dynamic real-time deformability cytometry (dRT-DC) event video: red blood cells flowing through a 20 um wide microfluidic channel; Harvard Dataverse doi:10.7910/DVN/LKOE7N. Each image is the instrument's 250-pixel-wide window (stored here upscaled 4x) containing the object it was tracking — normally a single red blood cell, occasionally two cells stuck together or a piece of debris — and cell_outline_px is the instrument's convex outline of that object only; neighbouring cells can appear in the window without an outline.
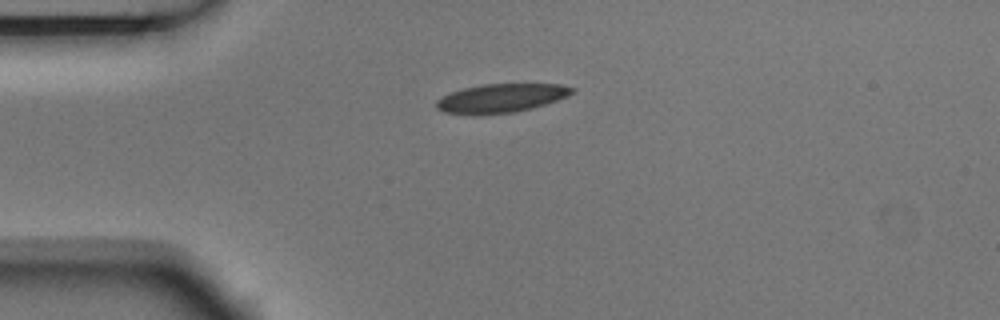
{"species": "Egyptian fruit bat (a non-hibernating species)", "species_latin": "Rousettus aegyptiacus", "temperature_condition": "room temperature", "stored_images_in_passage": 4, "camera_frame_rate_fps": 3000, "um_per_image_px": 0.085, "animal": {"sex": "male"}, "frame": {"image": 1, "passage_image": 4, "time_ms": 1.0, "image_size_px": [1000, 320], "cell_outline_px": [[576, 92], [568, 96], [532, 108], [512, 112], [444, 112], [436, 108], [436, 100], [440, 96], [464, 88], [480, 84], [560, 84], [576, 88]], "centroid_in_image_um": [42.66, 8.29], "position_along_channel_um": 42.3, "area_um2": 22.02}}